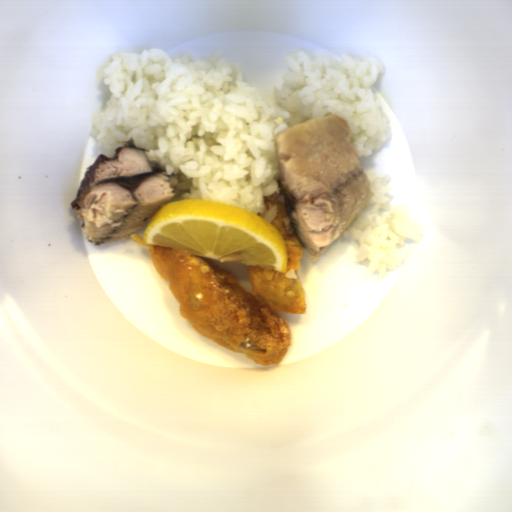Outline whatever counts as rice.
Here are the masks:
<instances>
[{
  "label": "rice",
  "instance_id": "2",
  "mask_svg": "<svg viewBox=\"0 0 512 512\" xmlns=\"http://www.w3.org/2000/svg\"><path fill=\"white\" fill-rule=\"evenodd\" d=\"M392 178L383 175L369 180L374 197L341 235L357 245L358 262L371 274H387L403 265L405 256L399 251L404 242H418L419 229L393 212Z\"/></svg>",
  "mask_w": 512,
  "mask_h": 512
},
{
  "label": "rice",
  "instance_id": "1",
  "mask_svg": "<svg viewBox=\"0 0 512 512\" xmlns=\"http://www.w3.org/2000/svg\"><path fill=\"white\" fill-rule=\"evenodd\" d=\"M270 106L245 70L222 49L171 58L160 49L117 52L105 68L110 90L91 131L113 158L133 137L159 168L179 179L171 199H209L251 210L274 226L263 195L278 193L276 135L333 112L349 124L348 139L364 159L388 142L391 126L376 82L378 56L294 51ZM170 201V200H169Z\"/></svg>",
  "mask_w": 512,
  "mask_h": 512
},
{
  "label": "rice",
  "instance_id": "3",
  "mask_svg": "<svg viewBox=\"0 0 512 512\" xmlns=\"http://www.w3.org/2000/svg\"><path fill=\"white\" fill-rule=\"evenodd\" d=\"M282 274H283L284 278L294 279V280L299 278V276H300L299 272L294 270V269L293 270H287L286 273H282Z\"/></svg>",
  "mask_w": 512,
  "mask_h": 512
}]
</instances>
